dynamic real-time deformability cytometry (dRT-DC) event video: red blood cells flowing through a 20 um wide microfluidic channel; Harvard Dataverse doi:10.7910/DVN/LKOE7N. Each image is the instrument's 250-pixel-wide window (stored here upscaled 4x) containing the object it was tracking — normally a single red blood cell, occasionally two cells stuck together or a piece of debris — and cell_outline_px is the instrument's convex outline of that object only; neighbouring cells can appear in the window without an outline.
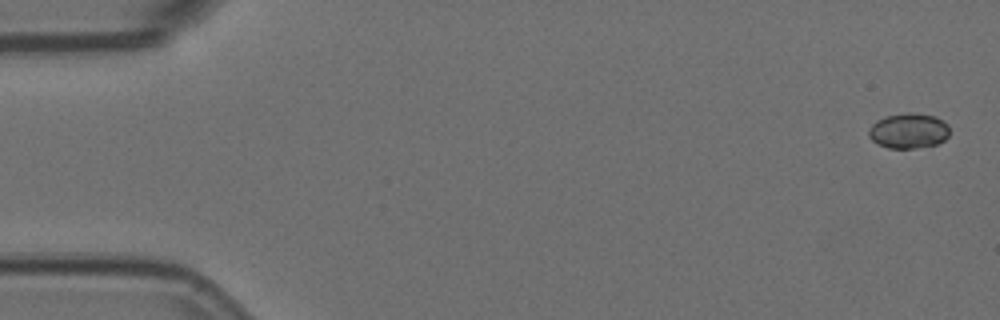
{"species": "Egyptian fruit bat (a non-hibernating species)", "species_latin": "Rousettus aegyptiacus", "temperature_condition": "room temperature", "stored_images_in_passage": 6, "camera_frame_rate_fps": 3000, "um_per_image_px": 0.085, "animal": {"sex": "female"}, "frame": {"image": 1, "passage_image": 1, "time_ms": 0.0, "image_size_px": [1000, 320], "cell_outline_px": [[948, 136], [944, 140], [936, 144], [916, 148], [888, 148], [872, 140], [868, 136], [868, 128], [876, 120], [884, 116], [908, 112], [912, 112], [936, 116], [948, 124]], "centroid_in_image_um": [77.21, 11.1], "position_along_channel_um": 7.8, "area_um2": 16.7}}
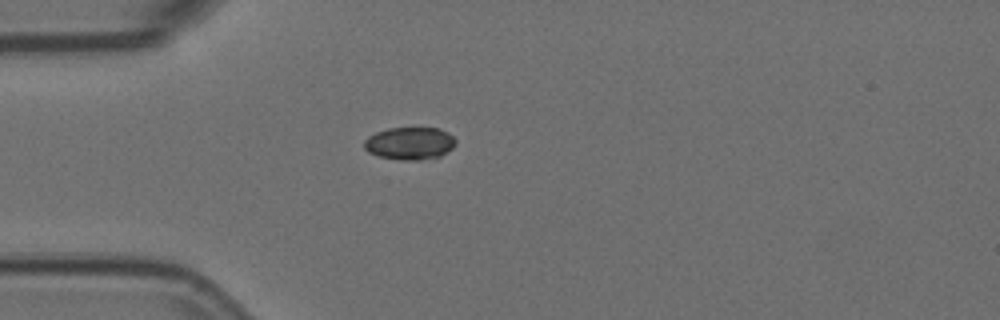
{"frame": {"image": 2, "passage_image": 5, "time_ms": 1.333, "image_size_px": [1000, 320], "cell_outline_px": [[456, 144], [452, 148], [440, 156], [420, 160], [400, 160], [380, 156], [368, 152], [364, 148], [364, 140], [368, 136], [376, 132], [388, 128], [440, 128], [448, 132], [456, 140]], "centroid_in_image_um": [34.83, 12.18], "position_along_channel_um": 50.2, "area_um2": 17.4}}